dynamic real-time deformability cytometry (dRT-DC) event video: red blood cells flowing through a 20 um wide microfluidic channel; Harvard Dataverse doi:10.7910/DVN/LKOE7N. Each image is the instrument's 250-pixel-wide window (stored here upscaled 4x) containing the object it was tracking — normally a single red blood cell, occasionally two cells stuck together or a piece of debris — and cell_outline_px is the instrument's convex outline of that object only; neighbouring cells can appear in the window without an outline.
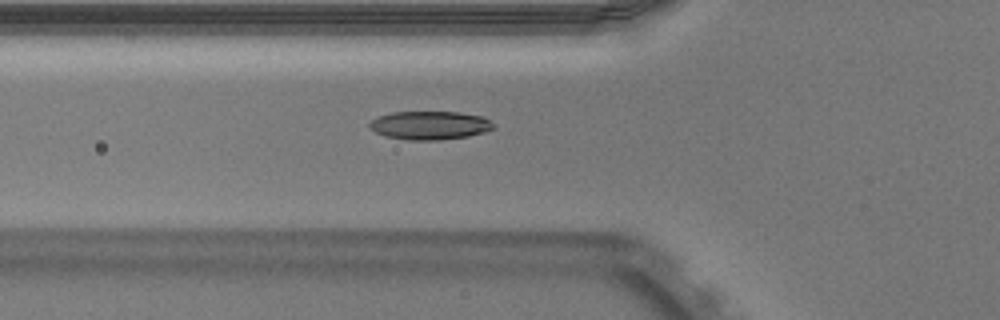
{"species": "Egyptian fruit bat (a non-hibernating species)", "species_latin": "Rousettus aegyptiacus", "temperature_condition": "warm", "stored_images_in_passage": 40, "camera_frame_rate_fps": 3000, "um_per_image_px": 0.085, "animal": {"sex": "male"}, "frame": {"image": 1, "passage_image": 12, "time_ms": 3.667, "image_size_px": [1000, 320], "cell_outline_px": [[496, 128], [484, 132], [468, 136], [440, 140], [408, 140], [384, 136], [368, 128], [368, 124], [372, 120], [380, 116], [392, 112], [460, 112], [484, 116], [496, 124]], "centroid_in_image_um": [36.57, 10.65], "position_along_channel_um": 89.2, "area_um2": 20.81}}
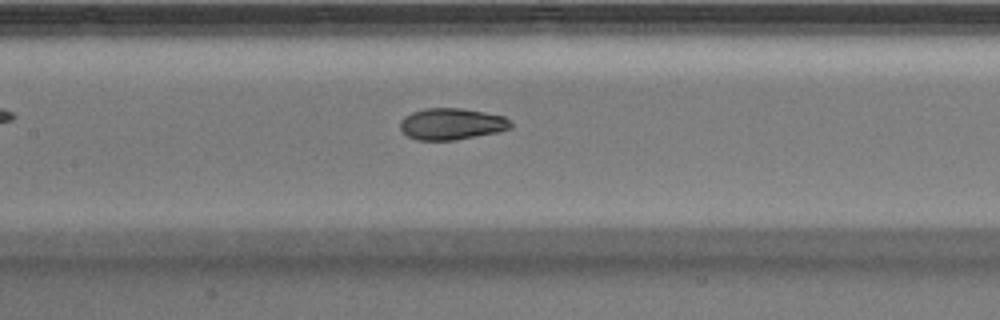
{"frame": {"image": 2, "passage_image": 18, "time_ms": 5.667, "image_size_px": [1000, 320], "cell_outline_px": [[512, 128], [496, 132], [456, 140], [416, 140], [408, 136], [400, 128], [400, 120], [404, 116], [412, 112], [424, 108], [460, 108], [484, 112], [504, 116], [512, 120]], "centroid_in_image_um": [38.39, 10.53], "position_along_channel_um": 169.0, "area_um2": 20.4}}
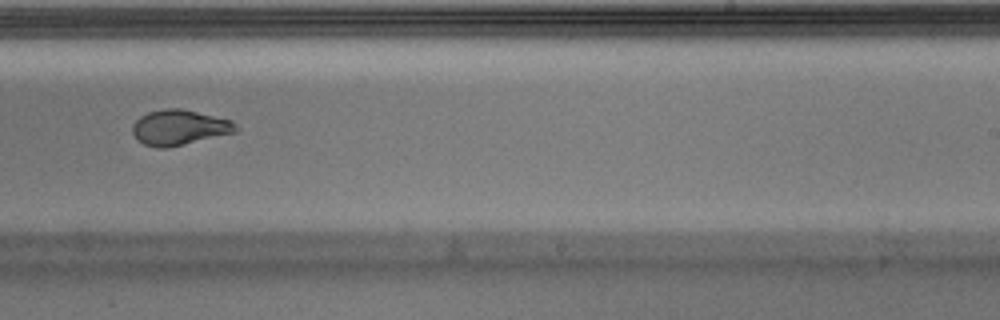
{"frame": {"image": 3, "passage_image": 26, "time_ms": 8.333, "image_size_px": [1000, 320], "cell_outline_px": [[236, 132], [168, 148], [156, 148], [144, 144], [132, 132], [132, 124], [140, 116], [148, 112], [164, 108], [180, 108], [232, 120], [236, 124]], "centroid_in_image_um": [15.23, 10.83], "position_along_channel_um": 273.8, "area_um2": 21.15}}